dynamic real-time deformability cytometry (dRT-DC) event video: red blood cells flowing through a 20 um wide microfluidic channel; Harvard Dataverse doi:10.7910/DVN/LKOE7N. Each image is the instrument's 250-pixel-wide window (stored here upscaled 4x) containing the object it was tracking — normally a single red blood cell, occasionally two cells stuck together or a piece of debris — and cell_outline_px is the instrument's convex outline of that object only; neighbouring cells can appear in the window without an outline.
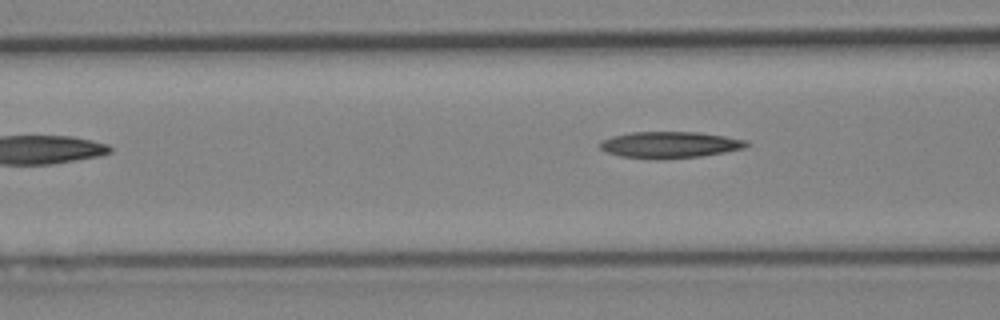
{"species": "Egyptian fruit bat (a non-hibernating species)", "species_latin": "Rousettus aegyptiacus", "temperature_condition": "cold", "stored_images_in_passage": 7, "camera_frame_rate_fps": 3000, "um_per_image_px": 0.085, "animal": {"sex": "female"}, "frame": {"image": 1, "passage_image": 6, "time_ms": 6.0, "image_size_px": [1000, 320], "cell_outline_px": [[752, 144], [744, 148], [704, 156], [656, 160], [620, 156], [608, 152], [600, 148], [600, 144], [604, 140], [612, 136], [632, 132], [700, 132], [748, 140]], "centroid_in_image_um": [56.99, 12.31], "position_along_channel_um": 109.6, "area_um2": 22.72}}
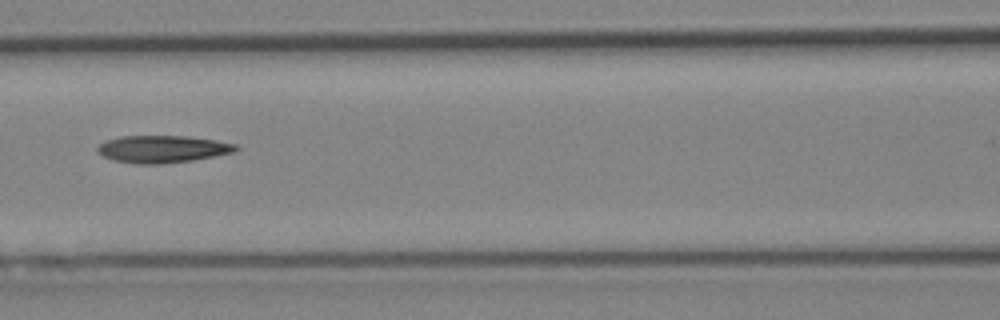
{"frame": {"image": 2, "passage_image": 7, "time_ms": 7.0, "image_size_px": [1000, 320], "cell_outline_px": [[240, 148], [232, 152], [192, 160], [160, 164], [136, 164], [112, 160], [96, 152], [96, 148], [100, 144], [108, 140], [120, 136], [184, 136], [216, 140], [236, 144]], "centroid_in_image_um": [13.77, 12.67], "position_along_channel_um": 152.8, "area_um2": 21.85}}